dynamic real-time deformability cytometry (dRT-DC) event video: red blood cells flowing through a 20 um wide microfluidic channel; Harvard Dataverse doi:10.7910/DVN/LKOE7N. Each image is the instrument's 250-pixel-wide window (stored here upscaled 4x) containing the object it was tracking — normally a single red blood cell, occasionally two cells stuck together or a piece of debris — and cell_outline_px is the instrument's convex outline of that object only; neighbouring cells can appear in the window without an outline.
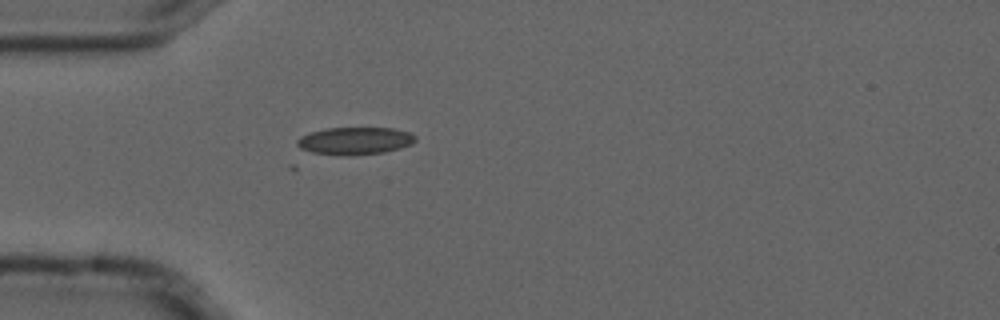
{"species": "common noctule bat (a hibernating species)", "species_latin": "Nyctalus noctula", "temperature_condition": "cold", "stored_images_in_passage": 1, "camera_frame_rate_fps": 3000, "um_per_image_px": 0.085, "animal": {"sex": "male", "forearm_length_mm": 52.5}, "frame": {"image": 1, "passage_image": 1, "time_ms": 0.0, "image_size_px": [1000, 320], "cell_outline_px": [[416, 140], [412, 144], [400, 148], [384, 152], [312, 152], [300, 148], [296, 144], [296, 140], [300, 136], [308, 132], [324, 128], [392, 128], [408, 132], [416, 136]], "centroid_in_image_um": [30.17, 11.9], "position_along_channel_um": 54.8, "area_um2": 17.98}}